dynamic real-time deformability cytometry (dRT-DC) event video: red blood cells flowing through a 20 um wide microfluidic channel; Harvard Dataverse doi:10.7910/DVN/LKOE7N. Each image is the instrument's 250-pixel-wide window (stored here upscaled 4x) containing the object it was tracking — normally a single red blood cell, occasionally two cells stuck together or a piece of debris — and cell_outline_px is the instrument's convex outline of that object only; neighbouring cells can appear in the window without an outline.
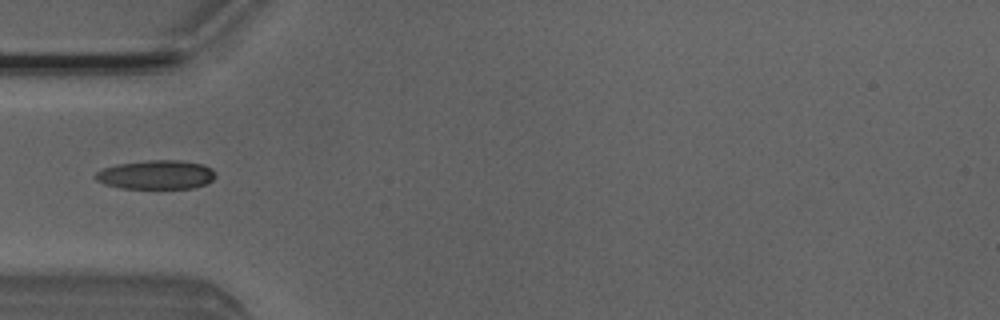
{"species": "Egyptian fruit bat (a non-hibernating species)", "species_latin": "Rousettus aegyptiacus", "temperature_condition": "room temperature", "stored_images_in_passage": 3, "camera_frame_rate_fps": 3000, "um_per_image_px": 0.085, "animal": {"sex": "male"}, "frame": {"image": 1, "passage_image": 1, "time_ms": 0.0, "image_size_px": [1000, 320], "cell_outline_px": [[216, 176], [212, 180], [204, 184], [192, 188], [120, 188], [104, 184], [96, 180], [92, 176], [96, 172], [104, 168], [116, 164], [148, 160], [180, 160], [204, 164], [212, 168], [216, 172]], "centroid_in_image_um": [13.27, 14.84], "position_along_channel_um": 71.7, "area_um2": 20.46}}